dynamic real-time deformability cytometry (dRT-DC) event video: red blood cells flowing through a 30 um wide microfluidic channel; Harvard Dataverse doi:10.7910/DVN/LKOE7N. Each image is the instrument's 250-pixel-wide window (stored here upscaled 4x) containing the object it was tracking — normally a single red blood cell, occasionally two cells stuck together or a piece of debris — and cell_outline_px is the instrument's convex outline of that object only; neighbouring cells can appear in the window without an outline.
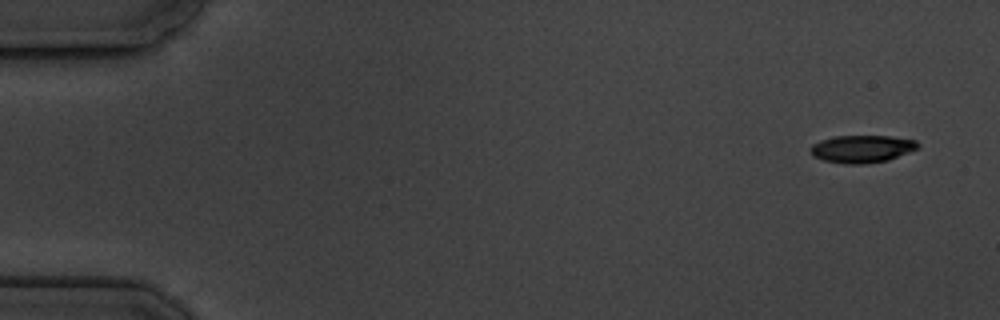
{"species": "common noctule bat (a hibernating species)", "species_latin": "Nyctalus noctula", "temperature_condition": "cold", "stored_images_in_passage": 5, "segment_of_instrument_passage": [1, 2], "camera_frame_rate_fps": 3000, "um_per_image_px": 0.085, "animal": {"sex": "male", "body_mass_g": 19.5, "forearm_length_mm": 54.6}, "frame": {"image": 1, "passage_image": 1, "time_ms": 0.0, "image_size_px": [1000, 320], "cell_outline_px": [[920, 148], [888, 160], [864, 164], [844, 164], [824, 160], [812, 156], [812, 144], [820, 140], [836, 136], [892, 136], [916, 140], [920, 144]], "centroid_in_image_um": [73.31, 12.65], "position_along_channel_um": 11.7, "area_um2": 17.28}}